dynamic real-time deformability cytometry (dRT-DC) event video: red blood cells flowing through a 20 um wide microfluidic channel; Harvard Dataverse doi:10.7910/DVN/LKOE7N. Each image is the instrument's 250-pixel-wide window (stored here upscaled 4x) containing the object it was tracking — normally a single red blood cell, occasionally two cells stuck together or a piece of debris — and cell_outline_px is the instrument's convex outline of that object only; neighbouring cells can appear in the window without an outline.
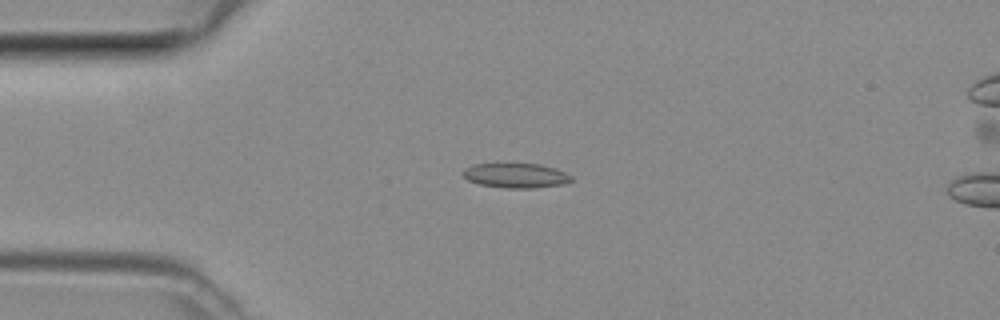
{"species": "common noctule bat (a hibernating species)", "species_latin": "Nyctalus noctula", "temperature_condition": "room temperature", "stored_images_in_passage": 5, "camera_frame_rate_fps": 3000, "um_per_image_px": 0.085, "animal": {"sex": "female", "body_mass_g": 29.2, "forearm_length_mm": 56.3}, "frame": {"image": 1, "passage_image": 4, "time_ms": 1.0, "image_size_px": [1000, 320], "cell_outline_px": [[572, 180], [560, 184], [532, 188], [504, 188], [480, 184], [468, 180], [464, 176], [464, 168], [472, 164], [540, 164], [556, 168], [572, 176]], "centroid_in_image_um": [43.84, 14.91], "position_along_channel_um": 41.2, "area_um2": 15.37}}